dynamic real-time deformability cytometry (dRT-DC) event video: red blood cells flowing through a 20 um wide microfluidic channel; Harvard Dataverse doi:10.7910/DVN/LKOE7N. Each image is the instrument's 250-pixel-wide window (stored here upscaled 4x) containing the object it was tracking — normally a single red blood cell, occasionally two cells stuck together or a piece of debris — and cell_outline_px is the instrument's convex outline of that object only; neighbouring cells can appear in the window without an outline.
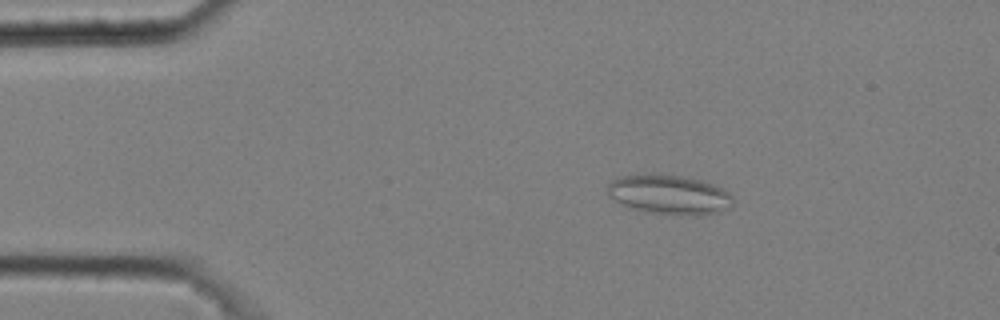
{"species": "common noctule bat (a hibernating species)", "species_latin": "Nyctalus noctula", "temperature_condition": "cold", "stored_images_in_passage": 4, "camera_frame_rate_fps": 3000, "um_per_image_px": 0.085, "animal": {"sex": "male", "body_mass_g": 20.4}, "frame": {"image": 1, "passage_image": 3, "time_ms": 0.667, "image_size_px": [1000, 320], "cell_outline_px": [[736, 200], [732, 208], [720, 212], [700, 216], [680, 216], [644, 212], [628, 208], [608, 196], [608, 184], [616, 176], [648, 172], [660, 172], [700, 180], [712, 184], [728, 192]], "centroid_in_image_um": [56.87, 16.54], "position_along_channel_um": 28.1, "area_um2": 30.11}}